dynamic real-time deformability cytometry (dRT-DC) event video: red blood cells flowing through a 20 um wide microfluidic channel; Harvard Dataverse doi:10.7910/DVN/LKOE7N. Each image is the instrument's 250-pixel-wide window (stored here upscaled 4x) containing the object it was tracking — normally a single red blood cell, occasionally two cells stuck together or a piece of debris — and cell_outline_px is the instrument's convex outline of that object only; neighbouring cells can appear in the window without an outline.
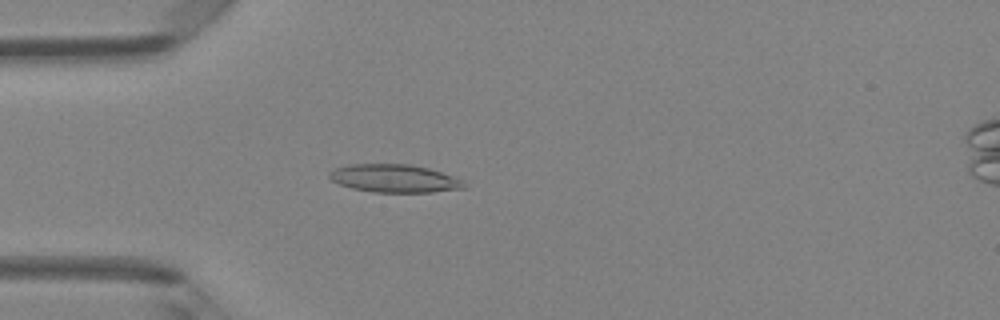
{"species": "Egyptian fruit bat (a non-hibernating species)", "species_latin": "Rousettus aegyptiacus", "temperature_condition": "room temperature", "stored_images_in_passage": 48, "camera_frame_rate_fps": 3000, "um_per_image_px": 0.085, "animal": {"sex": "female"}, "frame": {"image": 1, "passage_image": 14, "time_ms": 4.333, "image_size_px": [1000, 320], "cell_outline_px": [[468, 188], [432, 192], [372, 192], [352, 188], [340, 184], [332, 180], [328, 176], [328, 172], [336, 168], [348, 164], [408, 164], [428, 168], [464, 180], [468, 184]], "centroid_in_image_um": [33.56, 15.17], "position_along_channel_um": 51.4, "area_um2": 22.08}}
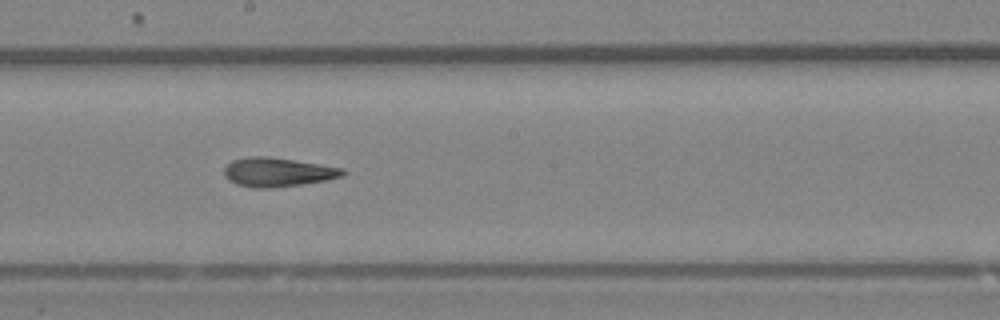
{"frame": {"image": 2, "passage_image": 27, "time_ms": 8.667, "image_size_px": [1000, 320], "cell_outline_px": [[348, 172], [344, 176], [328, 180], [272, 188], [252, 188], [236, 184], [228, 180], [224, 176], [224, 168], [232, 160], [248, 156], [268, 156], [344, 168]], "centroid_in_image_um": [23.61, 14.63], "position_along_channel_um": 224.6, "area_um2": 20.23}}
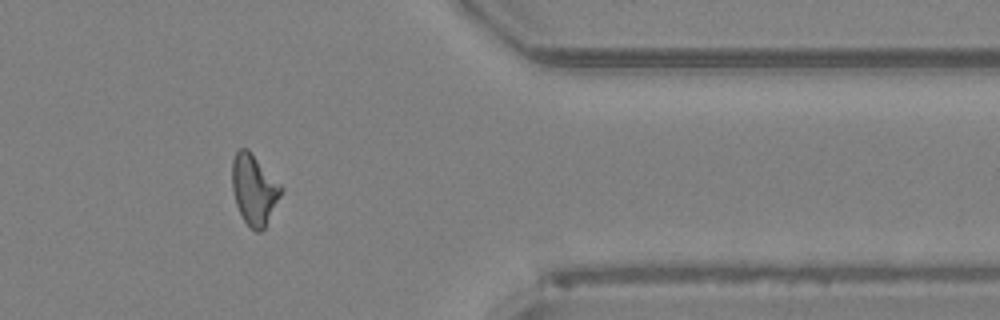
{"frame": {"image": 3, "passage_image": 40, "time_ms": 13.0, "image_size_px": [1000, 320], "cell_outline_px": [[284, 188], [264, 228], [260, 232], [256, 232], [244, 220], [236, 204], [232, 188], [232, 160], [236, 152], [240, 148], [248, 148]], "centroid_in_image_um": [21.59, 16.08], "position_along_channel_um": 389.8, "area_um2": 19.83}, "authors_computed_cell_mechanics": {"area_um2": 20.1722, "velocity_mm_per_s": 4.2351, "shape_relaxation_time_tau1_ms": 5.0456, "shape_relaxation_time_tau2_ms": 2.1804, "deformation_change_tau1": 0.168, "deformation_change_tau2": 0.1209}}